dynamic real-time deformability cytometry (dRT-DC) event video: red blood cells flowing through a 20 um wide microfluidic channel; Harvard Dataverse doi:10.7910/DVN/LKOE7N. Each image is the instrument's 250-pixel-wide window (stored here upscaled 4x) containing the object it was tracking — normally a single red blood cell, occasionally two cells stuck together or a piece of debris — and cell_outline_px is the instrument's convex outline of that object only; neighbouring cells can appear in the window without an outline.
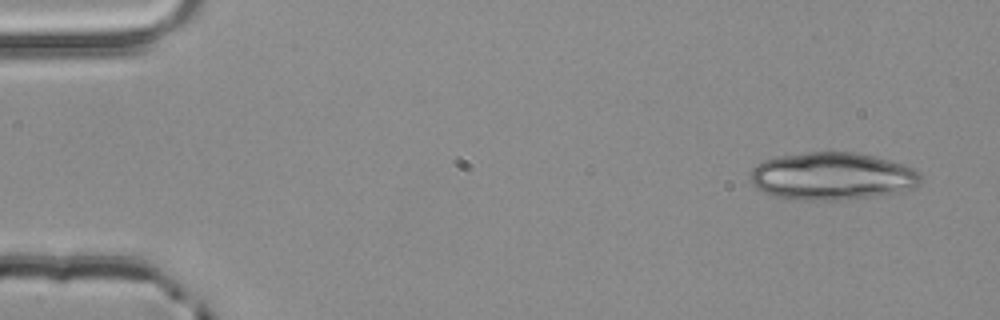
{"species": "common noctule bat (a hibernating species)", "species_latin": "Nyctalus noctula", "temperature_condition": "room temperature", "stored_images_in_passage": 3, "camera_frame_rate_fps": 3000, "um_per_image_px": 0.085, "animal": {"sex": "male", "body_mass_g": 20.4}, "frame": {"image": 1, "passage_image": 1, "time_ms": 0.0, "image_size_px": [1000, 320], "cell_outline_px": [[920, 184], [916, 188], [904, 192], [840, 200], [788, 200], [764, 192], [756, 188], [752, 184], [748, 172], [756, 164], [764, 160], [776, 156], [808, 152], [852, 152], [872, 156], [888, 160], [912, 168], [920, 172]], "centroid_in_image_um": [70.69, 14.99], "position_along_channel_um": 14.3, "area_um2": 47.63}}